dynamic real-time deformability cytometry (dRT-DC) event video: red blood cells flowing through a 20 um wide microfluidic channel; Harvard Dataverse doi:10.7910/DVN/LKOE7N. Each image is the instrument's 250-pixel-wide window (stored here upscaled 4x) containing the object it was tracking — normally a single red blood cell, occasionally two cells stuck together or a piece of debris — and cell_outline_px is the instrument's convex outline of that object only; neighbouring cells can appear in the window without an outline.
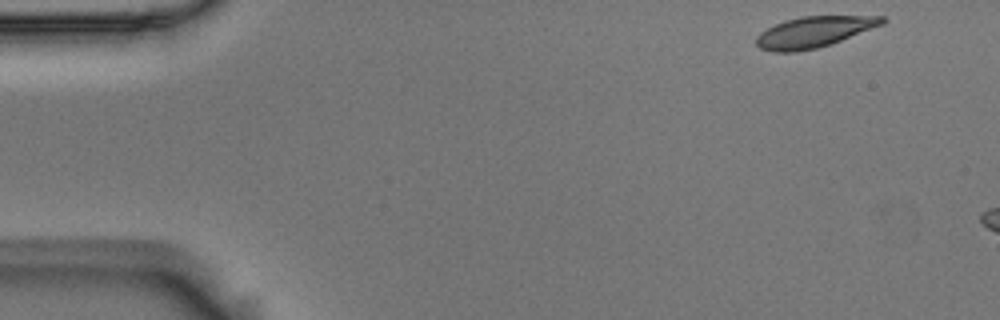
{"species": "Egyptian fruit bat (a non-hibernating species)", "species_latin": "Rousettus aegyptiacus", "temperature_condition": "room temperature", "stored_images_in_passage": 7, "camera_frame_rate_fps": 3000, "um_per_image_px": 0.085, "animal": {"sex": "male"}, "frame": {"image": 1, "passage_image": 1, "time_ms": 0.0, "image_size_px": [1000, 320], "cell_outline_px": [[888, 20], [884, 24], [840, 40], [816, 48], [796, 52], [772, 52], [760, 48], [756, 44], [756, 36], [760, 32], [784, 20], [800, 16], [884, 16]], "centroid_in_image_um": [69.17, 2.71], "position_along_channel_um": 15.8, "area_um2": 22.54}}